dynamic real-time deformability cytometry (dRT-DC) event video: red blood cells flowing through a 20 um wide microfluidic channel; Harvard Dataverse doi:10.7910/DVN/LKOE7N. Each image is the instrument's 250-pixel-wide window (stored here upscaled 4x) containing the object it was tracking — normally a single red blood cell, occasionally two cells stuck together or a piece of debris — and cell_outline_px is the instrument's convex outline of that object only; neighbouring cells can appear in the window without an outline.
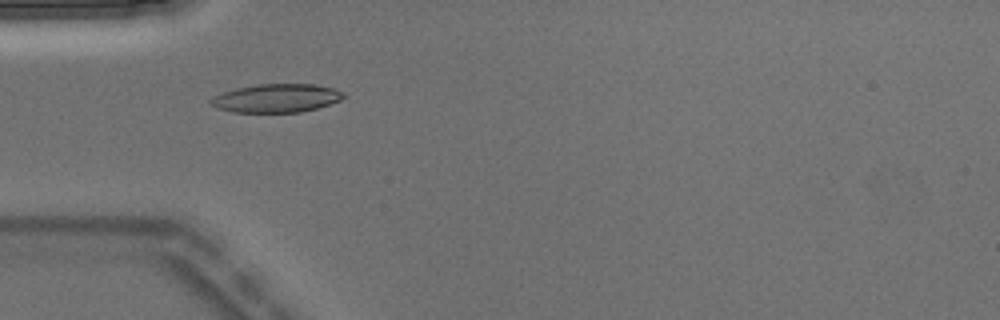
{"species": "Egyptian fruit bat (a non-hibernating species)", "species_latin": "Rousettus aegyptiacus", "temperature_condition": "warm", "stored_images_in_passage": 4, "camera_frame_rate_fps": 3000, "um_per_image_px": 0.085, "animal": {"sex": "male"}, "frame": {"image": 1, "passage_image": 2, "time_ms": 0.333, "image_size_px": [1000, 320], "cell_outline_px": [[348, 96], [340, 100], [316, 108], [300, 112], [232, 112], [216, 108], [208, 100], [224, 92], [236, 88], [256, 84], [312, 84], [332, 88], [344, 92]], "centroid_in_image_um": [23.51, 8.34], "position_along_channel_um": 61.5, "area_um2": 21.91}}